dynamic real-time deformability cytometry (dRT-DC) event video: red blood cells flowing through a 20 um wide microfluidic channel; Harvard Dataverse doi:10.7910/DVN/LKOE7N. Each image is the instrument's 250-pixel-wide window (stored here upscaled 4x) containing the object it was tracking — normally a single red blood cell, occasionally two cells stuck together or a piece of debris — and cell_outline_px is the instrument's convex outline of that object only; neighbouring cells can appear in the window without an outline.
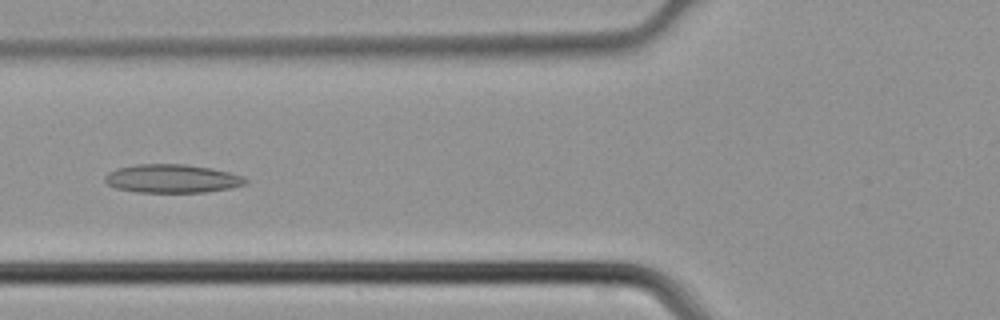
{"species": "common noctule bat (a hibernating species)", "species_latin": "Nyctalus noctula", "temperature_condition": "cold", "stored_images_in_passage": 41, "camera_frame_rate_fps": 3000, "um_per_image_px": 0.085, "animal": {"sex": "male", "body_mass_g": 21.5, "forearm_length_mm": 52.0}, "frame": {"image": 1, "passage_image": 14, "time_ms": 4.333, "image_size_px": [1000, 320], "cell_outline_px": [[248, 180], [244, 184], [228, 188], [204, 192], [136, 192], [116, 188], [108, 184], [104, 180], [104, 176], [108, 172], [116, 168], [136, 164], [184, 164], [212, 168], [244, 176]], "centroid_in_image_um": [14.59, 15.17], "position_along_channel_um": 111.2, "area_um2": 23.29}}
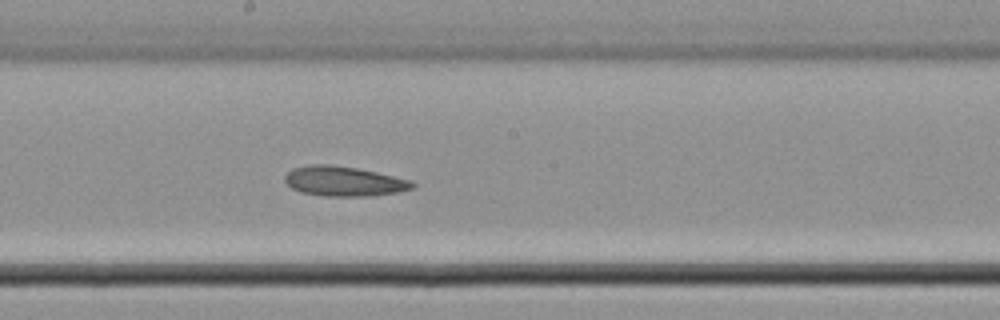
{"frame": {"image": 2, "passage_image": 21, "time_ms": 6.667, "image_size_px": [1000, 320], "cell_outline_px": [[416, 188], [400, 192], [372, 196], [324, 196], [300, 192], [292, 188], [284, 180], [284, 176], [292, 168], [312, 164], [328, 164], [356, 168], [376, 172], [412, 180], [416, 184]], "centroid_in_image_um": [29.27, 15.41], "position_along_channel_um": 218.9, "area_um2": 22.37}}
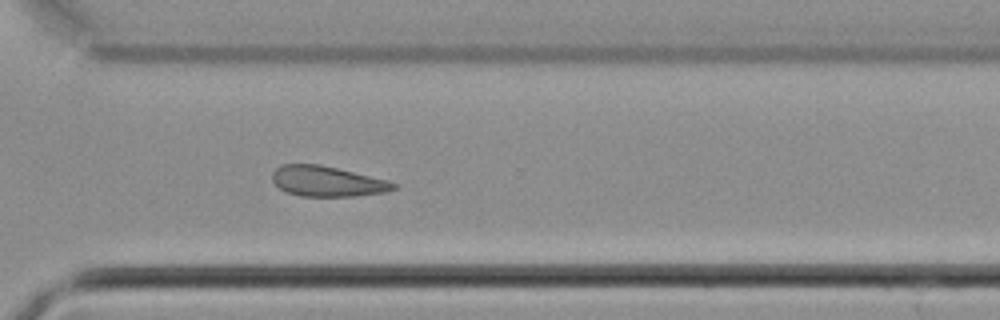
{"frame": {"image": 3, "passage_image": 29, "time_ms": 9.333, "image_size_px": [1000, 320], "cell_outline_px": [[396, 188], [388, 192], [352, 196], [300, 196], [284, 192], [272, 180], [272, 172], [276, 168], [284, 164], [316, 164], [336, 168], [384, 180], [396, 184]], "centroid_in_image_um": [27.75, 15.42], "position_along_channel_um": 342.8, "area_um2": 21.1}}